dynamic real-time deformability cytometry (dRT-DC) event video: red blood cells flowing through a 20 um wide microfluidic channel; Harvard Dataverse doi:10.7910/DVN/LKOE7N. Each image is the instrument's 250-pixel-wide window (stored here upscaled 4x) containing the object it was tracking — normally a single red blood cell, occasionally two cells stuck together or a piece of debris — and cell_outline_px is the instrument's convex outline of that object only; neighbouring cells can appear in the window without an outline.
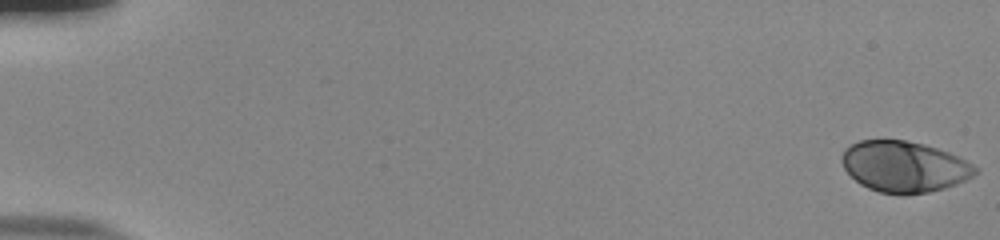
{"species": "human", "species_latin": "Homo sapiens", "temperature_condition": "room temperature", "stored_images_in_passage": 54, "camera_frame_rate_fps": 3000, "um_per_image_px": 0.085, "donor": {"sex": "male"}, "frame": {"image": 1, "passage_image": 1, "time_ms": 0.0, "image_size_px": [1000, 240], "cell_outline_px": [[980, 168], [972, 176], [956, 184], [944, 188], [928, 192], [904, 196], [900, 196], [880, 192], [868, 188], [860, 184], [844, 168], [840, 160], [844, 148], [860, 140], [904, 140], [924, 144], [948, 152]], "centroid_in_image_um": [76.83, 14.17], "position_along_channel_um": 8.2, "area_um2": 39.71}}
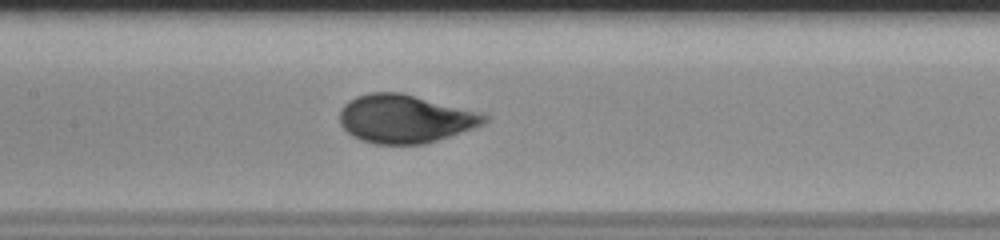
{"frame": {"image": 2, "passage_image": 28, "time_ms": 9.0, "image_size_px": [1000, 240], "cell_outline_px": [[488, 120], [484, 124], [424, 144], [376, 144], [360, 140], [352, 136], [340, 124], [340, 108], [348, 100], [356, 96], [368, 92], [400, 92], [488, 112]], "centroid_in_image_um": [34.47, 10.07], "position_along_channel_um": 172.9, "area_um2": 41.27}}
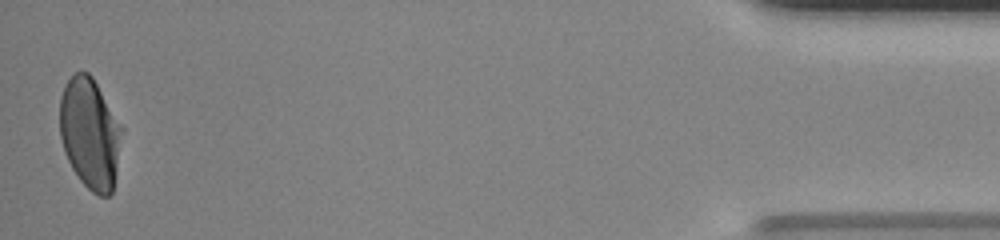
{"frame": {"image": 3, "passage_image": 54, "time_ms": 17.667, "image_size_px": [1000, 240], "cell_outline_px": [[124, 128], [112, 192], [108, 196], [100, 196], [92, 192], [80, 180], [72, 168], [64, 152], [60, 136], [60, 96], [64, 84], [76, 72], [88, 72], [92, 76]], "centroid_in_image_um": [7.65, 11.33], "position_along_channel_um": 427.5, "area_um2": 40.29}, "authors_computed_cell_mechanics": {"area_um2": 39.882, "velocity_mm_per_s": 3.845, "shape_relaxation_time_tau1_ms": 4.5772, "shape_relaxation_time_tau2_ms": null, "deformation_change_tau1": 0.1893, "deformation_change_tau2": null}}